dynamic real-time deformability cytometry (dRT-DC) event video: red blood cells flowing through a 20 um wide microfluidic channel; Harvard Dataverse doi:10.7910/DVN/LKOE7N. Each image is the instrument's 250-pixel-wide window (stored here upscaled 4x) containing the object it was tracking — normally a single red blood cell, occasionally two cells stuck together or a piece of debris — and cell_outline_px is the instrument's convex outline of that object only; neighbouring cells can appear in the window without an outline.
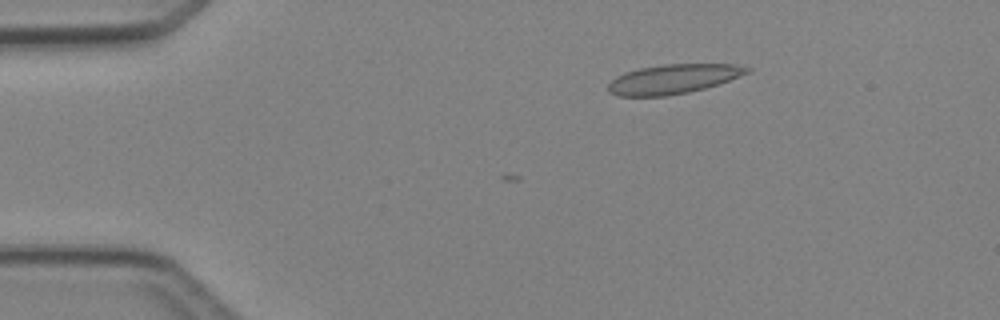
{"species": "Egyptian fruit bat (a non-hibernating species)", "species_latin": "Rousettus aegyptiacus", "temperature_condition": "cold", "stored_images_in_passage": 3, "camera_frame_rate_fps": 3000, "um_per_image_px": 0.085, "animal": {"sex": "female"}, "frame": {"image": 1, "passage_image": 1, "time_ms": 0.0, "image_size_px": [1000, 320], "cell_outline_px": [[752, 72], [704, 88], [688, 92], [664, 96], [620, 96], [608, 92], [608, 84], [616, 76], [624, 72], [640, 68], [664, 64], [736, 64], [752, 68]], "centroid_in_image_um": [57.22, 6.71], "position_along_channel_um": 27.8, "area_um2": 23.76}}
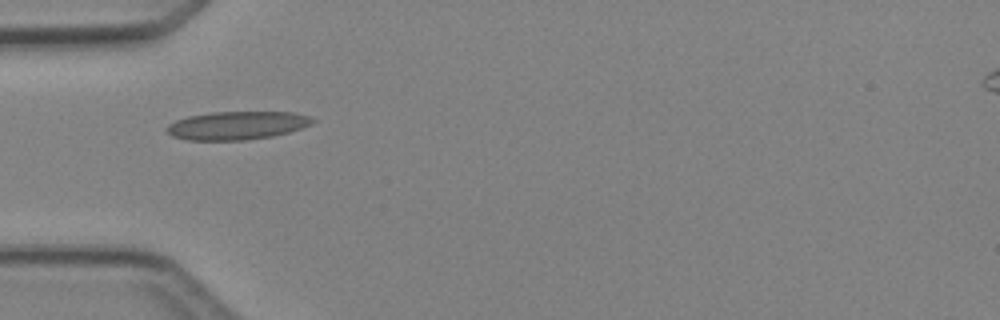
{"frame": {"image": 2, "passage_image": 3, "time_ms": 2.333, "image_size_px": [1000, 320], "cell_outline_px": [[316, 120], [312, 124], [288, 132], [272, 136], [244, 140], [188, 140], [172, 136], [164, 128], [168, 124], [176, 120], [188, 116], [212, 112], [292, 112], [308, 116]], "centroid_in_image_um": [20.12, 10.66], "position_along_channel_um": 64.9, "area_um2": 23.93}}